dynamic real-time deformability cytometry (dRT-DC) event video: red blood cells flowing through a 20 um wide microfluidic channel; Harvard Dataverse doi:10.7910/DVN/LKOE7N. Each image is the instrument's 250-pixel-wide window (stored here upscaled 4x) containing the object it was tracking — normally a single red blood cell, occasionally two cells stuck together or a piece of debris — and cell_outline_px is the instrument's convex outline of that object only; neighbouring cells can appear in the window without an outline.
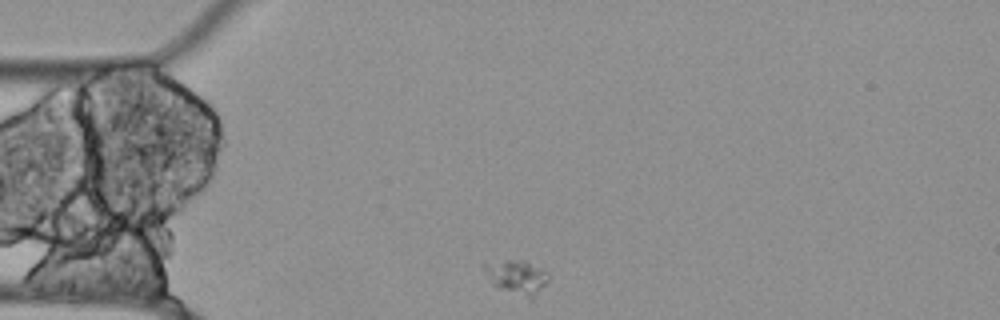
{"species": "Egyptian fruit bat (a non-hibernating species)", "species_latin": "Rousettus aegyptiacus", "temperature_condition": "cold", "stored_images_in_passage": 45, "camera_frame_rate_fps": 3000, "um_per_image_px": 0.085, "animal": {"sex": "female"}, "frame": {"image": 1, "passage_image": 1, "time_ms": 0.0, "image_size_px": [1000, 320], "cell_outline_px": [[548, 280], [536, 296], [532, 300], [496, 288], [492, 284], [484, 272], [484, 264], [508, 260], [524, 260], [544, 268], [548, 272]], "centroid_in_image_um": [43.96, 23.57], "position_along_channel_um": 41.0, "area_um2": 12.95}}
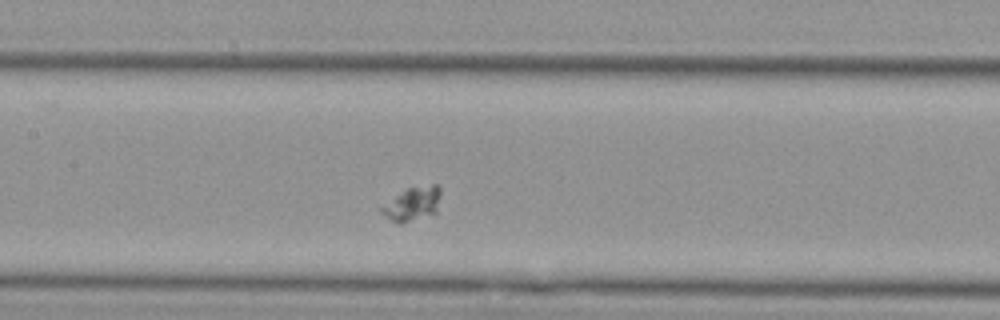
{"frame": {"image": 2, "passage_image": 14, "time_ms": 4.333, "image_size_px": [1000, 320], "cell_outline_px": [[440, 196], [436, 212], [400, 224], [384, 216], [380, 212], [380, 208], [396, 196], [408, 188], [432, 184], [436, 184], [440, 188]], "centroid_in_image_um": [35.07, 17.32], "position_along_channel_um": 172.3, "area_um2": 11.27}}
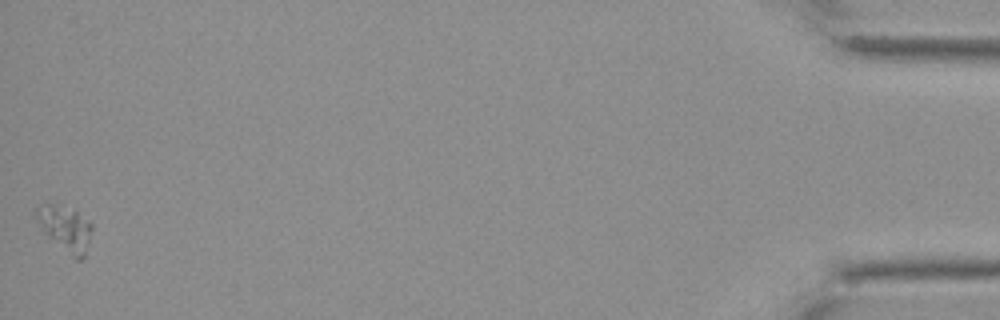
{"frame": {"image": 3, "passage_image": 45, "time_ms": 14.667, "image_size_px": [1000, 320], "cell_outline_px": [[92, 228], [84, 256], [80, 260], [76, 260], [48, 236], [44, 232], [36, 216], [36, 208], [40, 204], [60, 204], [76, 208], [92, 224]], "centroid_in_image_um": [5.57, 19.36], "position_along_channel_um": 429.6, "area_um2": 14.62}}